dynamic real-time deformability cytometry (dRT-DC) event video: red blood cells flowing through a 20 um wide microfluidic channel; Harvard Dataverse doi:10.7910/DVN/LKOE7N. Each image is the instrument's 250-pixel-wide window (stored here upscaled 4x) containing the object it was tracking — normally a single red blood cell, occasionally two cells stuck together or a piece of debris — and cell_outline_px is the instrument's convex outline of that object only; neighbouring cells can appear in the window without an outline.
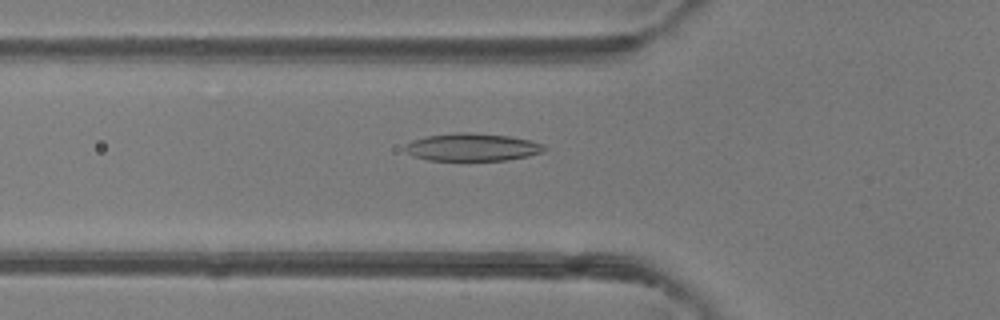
{"species": "common noctule bat (a hibernating species)", "species_latin": "Nyctalus noctula", "temperature_condition": "room temperature", "stored_images_in_passage": 43, "camera_frame_rate_fps": 3000, "um_per_image_px": 0.085, "animal": {"sex": "female"}, "frame": {"image": 1, "passage_image": 12, "time_ms": 3.667, "image_size_px": [1000, 320], "cell_outline_px": [[548, 148], [544, 152], [528, 156], [508, 160], [428, 160], [412, 156], [404, 148], [412, 140], [428, 136], [456, 132], [468, 132], [508, 136], [528, 140], [544, 144]], "centroid_in_image_um": [40.18, 12.51], "position_along_channel_um": 85.6, "area_um2": 22.37}}
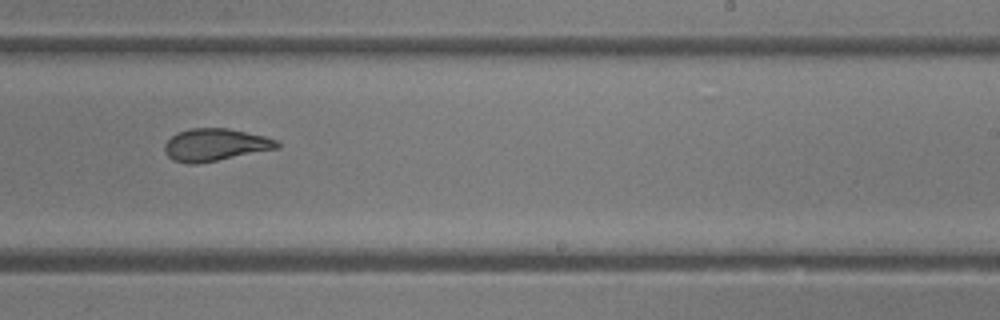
{"frame": {"image": 2, "passage_image": 25, "time_ms": 8.0, "image_size_px": [1000, 320], "cell_outline_px": [[280, 148], [196, 164], [188, 164], [172, 160], [164, 152], [164, 144], [176, 132], [188, 128], [228, 128], [264, 136], [276, 140], [280, 144]], "centroid_in_image_um": [18.26, 12.3], "position_along_channel_um": 270.7, "area_um2": 21.27}}
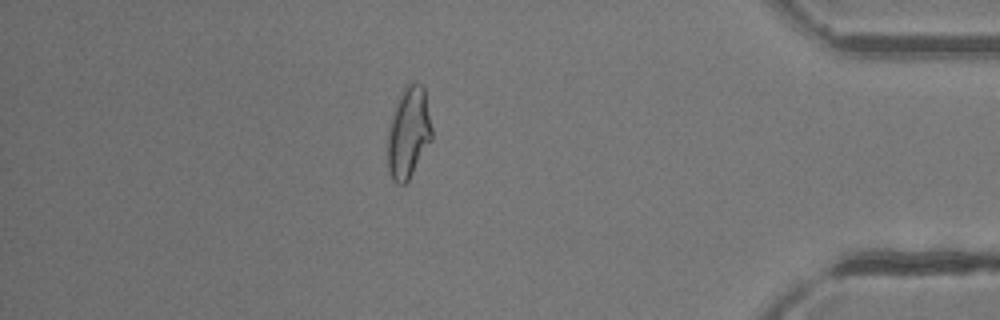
{"frame": {"image": 3, "passage_image": 37, "time_ms": 12.0, "image_size_px": [1000, 320], "cell_outline_px": [[432, 140], [408, 180], [404, 184], [396, 184], [392, 180], [388, 172], [388, 128], [392, 112], [396, 100], [404, 84], [420, 84], [424, 88], [432, 128]], "centroid_in_image_um": [34.71, 11.27], "position_along_channel_um": 400.5, "area_um2": 23.7}, "authors_computed_cell_mechanics": {"area_um2": 22.3686, "velocity_mm_per_s": 4.2522, "shape_relaxation_time_tau1_ms": 6.4774, "shape_relaxation_time_tau2_ms": 1.8488, "deformation_change_tau1": 0.2212, "deformation_change_tau2": 0.071}}